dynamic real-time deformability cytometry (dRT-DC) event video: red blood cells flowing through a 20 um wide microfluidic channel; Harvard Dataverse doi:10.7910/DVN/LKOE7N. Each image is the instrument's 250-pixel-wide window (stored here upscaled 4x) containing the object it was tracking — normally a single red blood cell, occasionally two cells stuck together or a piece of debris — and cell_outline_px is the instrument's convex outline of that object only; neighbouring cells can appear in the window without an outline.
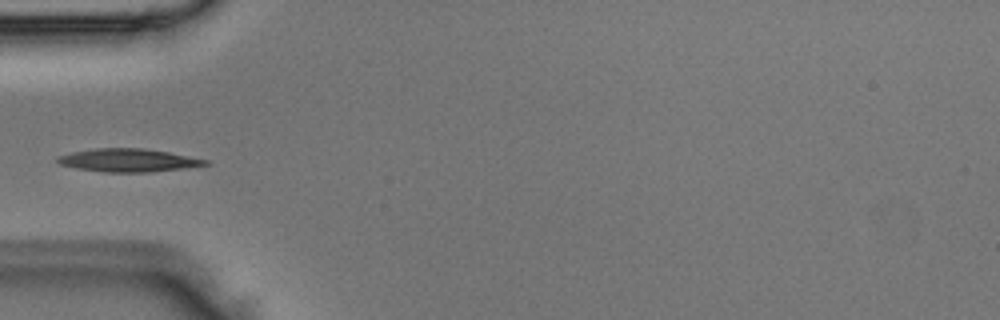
{"species": "Egyptian fruit bat (a non-hibernating species)", "species_latin": "Rousettus aegyptiacus", "temperature_condition": "room temperature", "stored_images_in_passage": 6, "camera_frame_rate_fps": 3000, "um_per_image_px": 0.085, "animal": {"sex": "male"}, "frame": {"image": 1, "passage_image": 5, "time_ms": 1.333, "image_size_px": [1000, 320], "cell_outline_px": [[208, 164], [184, 168], [148, 172], [104, 172], [76, 168], [60, 164], [56, 160], [56, 156], [72, 152], [96, 148], [144, 148], [168, 152], [208, 160]], "centroid_in_image_um": [10.86, 13.62], "position_along_channel_um": 74.1, "area_um2": 19.71}}